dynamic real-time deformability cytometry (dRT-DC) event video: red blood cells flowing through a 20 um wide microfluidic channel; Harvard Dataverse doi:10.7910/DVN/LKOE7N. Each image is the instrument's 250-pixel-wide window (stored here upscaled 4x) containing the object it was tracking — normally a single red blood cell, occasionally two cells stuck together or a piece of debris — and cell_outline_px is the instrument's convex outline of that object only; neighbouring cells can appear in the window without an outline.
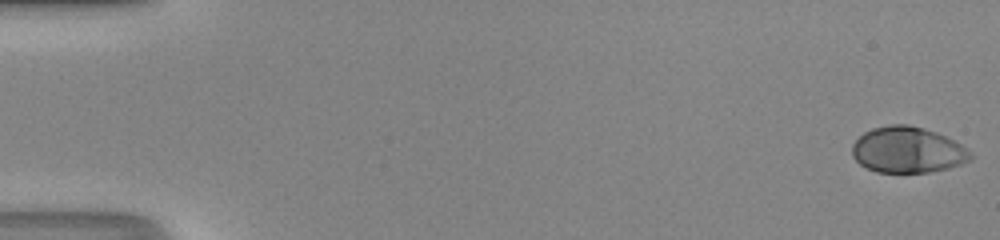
{"species": "human", "species_latin": "Homo sapiens", "temperature_condition": "room temperature", "stored_images_in_passage": 51, "camera_frame_rate_fps": 3000, "um_per_image_px": 0.085, "donor": {"sex": "male"}, "frame": {"image": 1, "passage_image": 1, "time_ms": 0.0, "image_size_px": [1000, 240], "cell_outline_px": [[972, 160], [948, 168], [928, 172], [876, 172], [860, 164], [852, 156], [852, 144], [864, 132], [872, 128], [888, 124], [908, 124], [924, 128], [936, 132], [968, 148], [972, 152]], "centroid_in_image_um": [77.15, 12.73], "position_along_channel_um": 7.9, "area_um2": 31.79}}
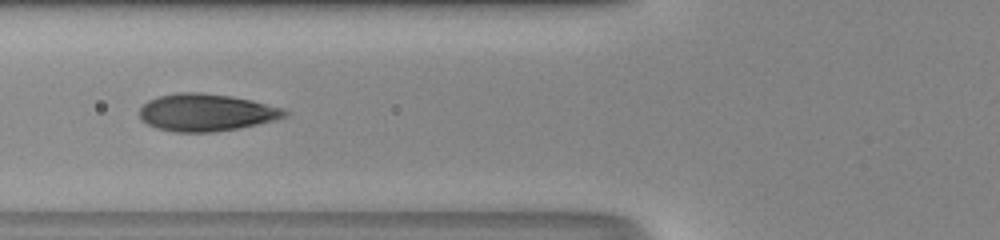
{"frame": {"image": 2, "passage_image": 21, "time_ms": 6.667, "image_size_px": [1000, 240], "cell_outline_px": [[288, 116], [276, 120], [236, 128], [212, 132], [172, 132], [156, 128], [140, 120], [140, 108], [148, 100], [156, 96], [176, 92], [200, 92], [232, 96], [252, 100], [284, 108], [288, 112]], "centroid_in_image_um": [17.51, 9.55], "position_along_channel_um": 108.3, "area_um2": 31.79}}
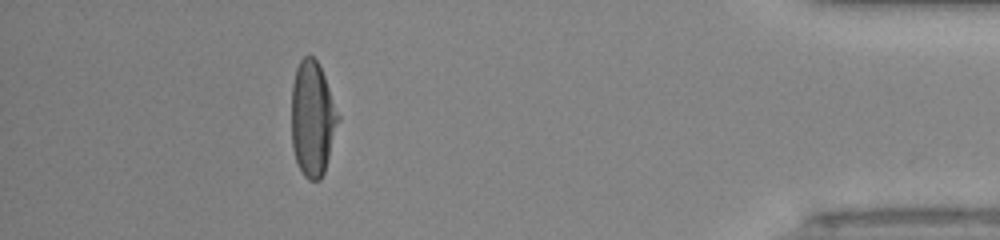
{"frame": {"image": 3, "passage_image": 46, "time_ms": 15.0, "image_size_px": [1000, 240], "cell_outline_px": [[340, 120], [324, 172], [320, 180], [308, 180], [304, 176], [296, 160], [292, 148], [292, 84], [296, 68], [300, 60], [304, 56], [312, 56], [316, 60], [324, 76], [340, 116]], "centroid_in_image_um": [26.57, 10.1], "position_along_channel_um": 408.6, "area_um2": 31.21}, "authors_computed_cell_mechanics": {"area_um2": 31.3854, "velocity_mm_per_s": 4.2186, "shape_relaxation_time_tau1_ms": 4.1653, "shape_relaxation_time_tau2_ms": null, "deformation_change_tau1": 0.2245, "deformation_change_tau2": null}}